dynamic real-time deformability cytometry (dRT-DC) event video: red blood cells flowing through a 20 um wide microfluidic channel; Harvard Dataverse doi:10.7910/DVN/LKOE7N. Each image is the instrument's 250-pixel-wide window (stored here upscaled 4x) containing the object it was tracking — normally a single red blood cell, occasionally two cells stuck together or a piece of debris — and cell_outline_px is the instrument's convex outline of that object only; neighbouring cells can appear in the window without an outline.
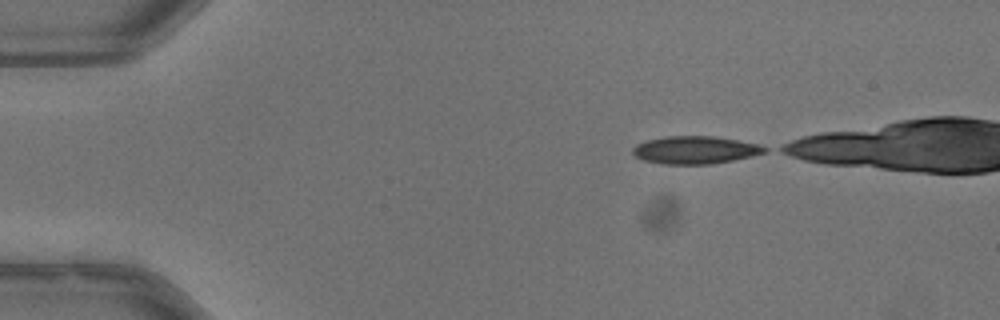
{"species": "common noctule bat (a hibernating species)", "species_latin": "Nyctalus noctula", "temperature_condition": "warm", "stored_images_in_passage": 38, "camera_frame_rate_fps": 3000, "um_per_image_px": 0.085, "animal": {"sex": "male", "body_mass_g": 13.3}, "frame": {"image": 1, "passage_image": 1, "time_ms": 0.0, "image_size_px": [1000, 320], "cell_outline_px": [[768, 152], [752, 156], [712, 164], [660, 164], [644, 160], [636, 156], [632, 152], [632, 148], [636, 144], [648, 140], [664, 136], [712, 136], [760, 144], [768, 148]], "centroid_in_image_um": [59.1, 12.75], "position_along_channel_um": 25.9, "area_um2": 21.33}}
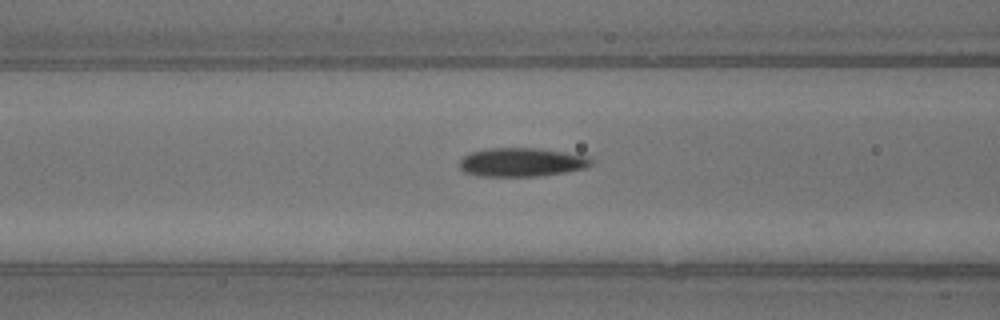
{"frame": {"image": 2, "passage_image": 14, "time_ms": 4.333, "image_size_px": [1000, 320], "cell_outline_px": [[592, 164], [588, 168], [564, 172], [536, 176], [480, 176], [464, 172], [460, 168], [460, 160], [464, 156], [472, 152], [488, 148], [536, 148], [564, 152], [588, 156], [592, 160]], "centroid_in_image_um": [44.35, 13.79], "position_along_channel_um": 122.2, "area_um2": 21.96}}
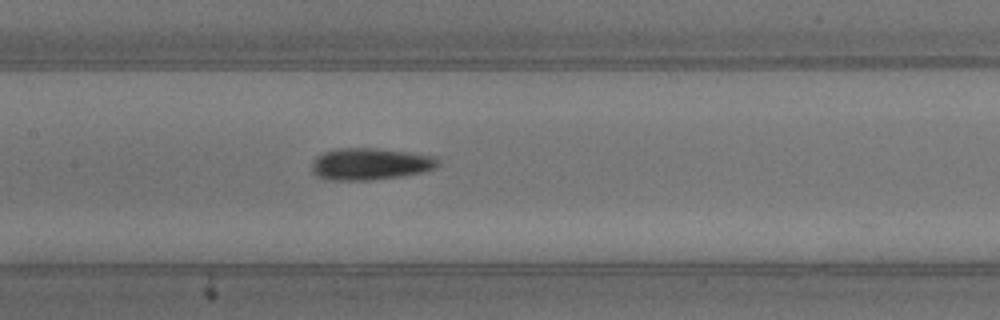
{"frame": {"image": 3, "passage_image": 18, "time_ms": 5.667, "image_size_px": [1000, 320], "cell_outline_px": [[440, 164], [436, 168], [424, 172], [400, 176], [368, 180], [328, 180], [316, 176], [312, 172], [312, 160], [316, 156], [324, 152], [336, 148], [380, 148], [408, 152], [432, 156], [440, 160]], "centroid_in_image_um": [31.45, 13.93], "position_along_channel_um": 176.0, "area_um2": 23.64}, "authors_computed_cell_mechanics": {"area_um2": 21.964, "velocity_mm_per_s": 4.0028, "shape_relaxation_time_tau1_ms": 9.4164, "shape_relaxation_time_tau2_ms": null, "deformation_change_tau1": 0.2189, "deformation_change_tau2": null}}